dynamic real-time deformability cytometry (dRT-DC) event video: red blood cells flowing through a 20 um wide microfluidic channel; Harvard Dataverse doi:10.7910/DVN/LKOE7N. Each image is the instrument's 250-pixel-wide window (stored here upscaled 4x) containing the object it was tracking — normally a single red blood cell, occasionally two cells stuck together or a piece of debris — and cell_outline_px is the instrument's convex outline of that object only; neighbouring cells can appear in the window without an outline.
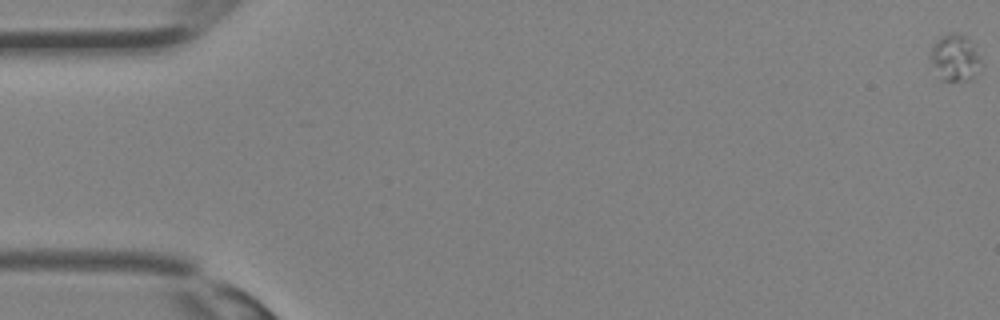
{"species": "Egyptian fruit bat (a non-hibernating species)", "species_latin": "Rousettus aegyptiacus", "temperature_condition": "room temperature", "stored_images_in_passage": 36, "camera_frame_rate_fps": 3000, "um_per_image_px": 0.085, "animal": {"sex": "female"}, "frame": {"image": 1, "passage_image": 1, "time_ms": 0.0, "image_size_px": [1000, 320], "cell_outline_px": [[984, 64], [976, 76], [972, 80], [940, 80], [932, 64], [928, 52], [936, 40], [940, 36], [948, 32], [956, 32], [968, 36], [980, 56]], "centroid_in_image_um": [81.2, 4.89], "position_along_channel_um": 3.8, "area_um2": 14.39}}
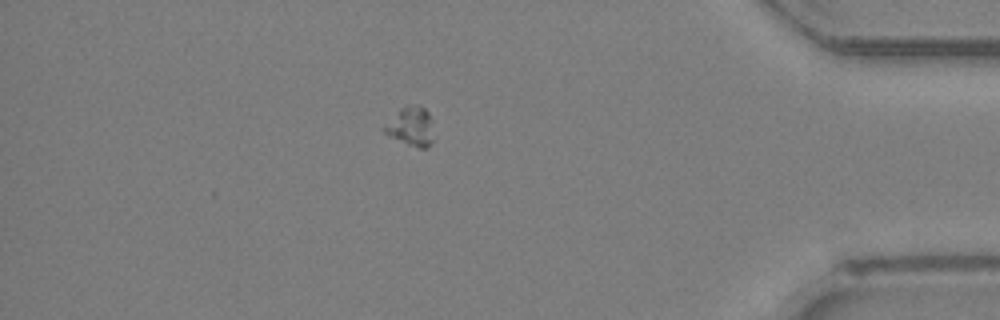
{"frame": {"image": 2, "passage_image": 32, "time_ms": 10.333, "image_size_px": [1000, 320], "cell_outline_px": [[432, 144], [428, 148], [420, 148], [408, 144], [388, 136], [380, 128], [400, 108], [408, 104], [412, 104], [424, 108], [428, 112], [432, 120]], "centroid_in_image_um": [34.9, 10.74], "position_along_channel_um": 400.3, "area_um2": 11.39}}